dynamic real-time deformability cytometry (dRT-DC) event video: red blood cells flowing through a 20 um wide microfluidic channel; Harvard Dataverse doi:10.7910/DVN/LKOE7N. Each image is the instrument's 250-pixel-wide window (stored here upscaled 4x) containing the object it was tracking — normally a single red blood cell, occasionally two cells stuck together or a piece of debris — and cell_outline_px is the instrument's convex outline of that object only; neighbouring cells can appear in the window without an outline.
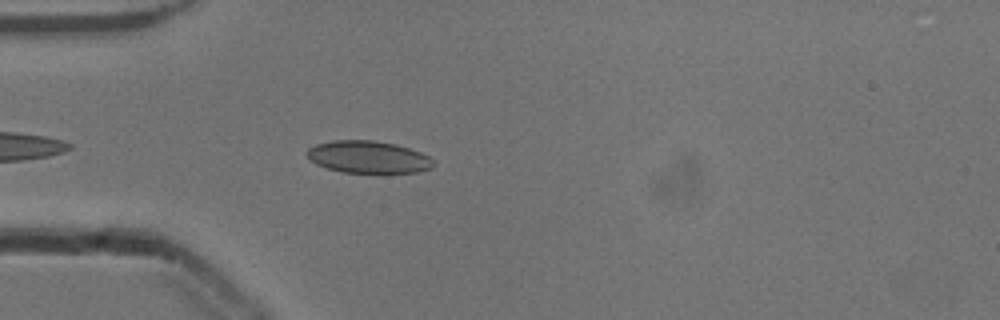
{"species": "common noctule bat (a hibernating species)", "species_latin": "Nyctalus noctula", "temperature_condition": "cold", "stored_images_in_passage": 41, "camera_frame_rate_fps": 3000, "um_per_image_px": 0.085, "animal": {"sex": "male", "body_mass_g": 13.3}, "frame": {"image": 1, "passage_image": 4, "time_ms": 1.0, "image_size_px": [1000, 320], "cell_outline_px": [[436, 164], [432, 168], [416, 172], [340, 172], [316, 164], [304, 152], [308, 148], [316, 144], [332, 140], [372, 140], [396, 144], [420, 152], [428, 156]], "centroid_in_image_um": [31.28, 13.34], "position_along_channel_um": 53.7, "area_um2": 23.64}}
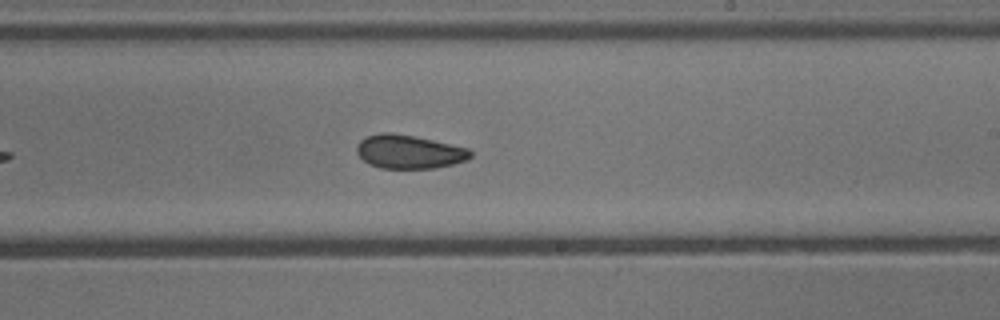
{"frame": {"image": 2, "passage_image": 20, "time_ms": 6.333, "image_size_px": [1000, 320], "cell_outline_px": [[472, 156], [468, 160], [436, 168], [380, 168], [368, 164], [356, 152], [356, 144], [360, 140], [368, 136], [380, 132], [392, 132], [416, 136], [468, 148], [472, 152]], "centroid_in_image_um": [34.76, 12.89], "position_along_channel_um": 254.2, "area_um2": 22.48}}
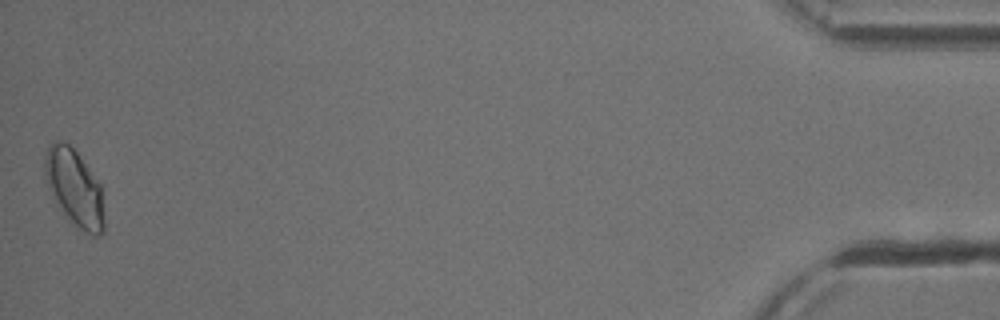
{"frame": {"image": 3, "passage_image": 41, "time_ms": 13.333, "image_size_px": [1000, 320], "cell_outline_px": [[104, 232], [100, 236], [92, 236], [84, 232], [56, 204], [48, 188], [44, 172], [44, 156], [48, 144], [52, 140], [60, 140], [68, 144], [76, 152], [100, 184], [104, 220]], "centroid_in_image_um": [6.3, 15.94], "position_along_channel_um": 428.9, "area_um2": 26.3}, "authors_computed_cell_mechanics": {"area_um2": 23.0044, "velocity_mm_per_s": 3.9065, "shape_relaxation_time_tau1_ms": null, "shape_relaxation_time_tau2_ms": 1.6968, "deformation_change_tau1": null, "deformation_change_tau2": 0.0688}}